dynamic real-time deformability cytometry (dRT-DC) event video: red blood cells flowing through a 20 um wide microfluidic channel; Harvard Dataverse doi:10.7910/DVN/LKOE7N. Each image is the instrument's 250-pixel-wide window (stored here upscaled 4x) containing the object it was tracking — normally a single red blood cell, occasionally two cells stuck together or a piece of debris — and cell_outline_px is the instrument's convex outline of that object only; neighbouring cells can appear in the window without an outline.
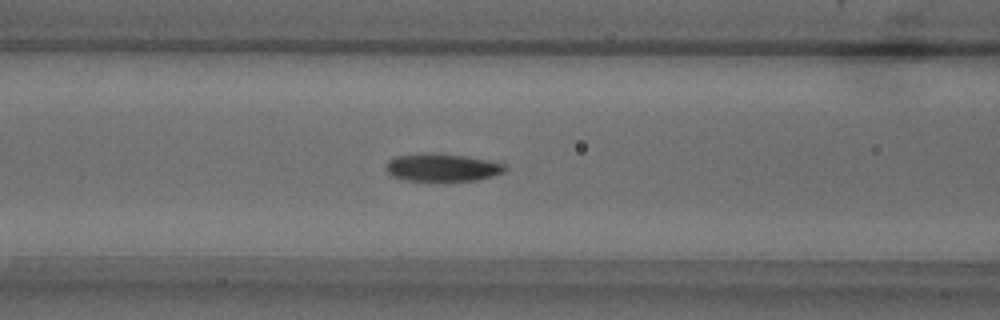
{"species": "common noctule bat (a hibernating species)", "species_latin": "Nyctalus noctula", "temperature_condition": "warm", "stored_images_in_passage": 52, "camera_frame_rate_fps": 3000, "um_per_image_px": 0.085, "animal": {"sex": "male", "body_mass_g": 18.8}, "frame": {"image": 1, "passage_image": 20, "time_ms": 6.333, "image_size_px": [1000, 320], "cell_outline_px": [[508, 168], [504, 172], [492, 176], [476, 180], [444, 184], [400, 180], [392, 176], [384, 168], [384, 164], [388, 160], [396, 156], [432, 152], [464, 156], [488, 160], [504, 164]], "centroid_in_image_um": [37.53, 14.29], "position_along_channel_um": 129.1, "area_um2": 20.35}}
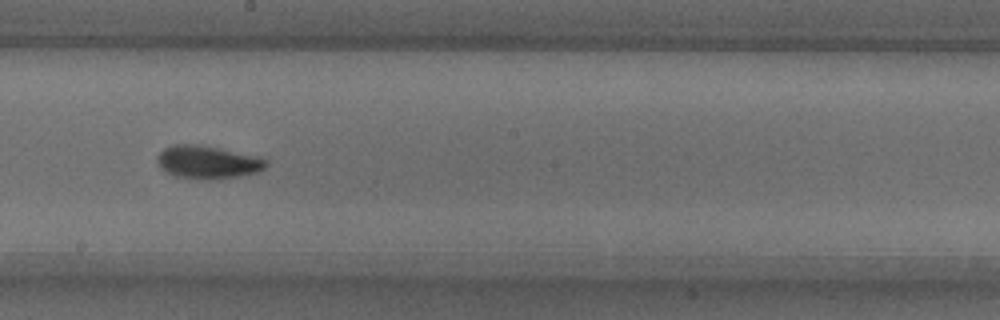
{"frame": {"image": 2, "passage_image": 28, "time_ms": 9.0, "image_size_px": [1000, 320], "cell_outline_px": [[268, 164], [264, 168], [256, 172], [240, 176], [216, 180], [208, 180], [176, 176], [164, 172], [160, 168], [156, 160], [156, 156], [164, 148], [176, 144], [196, 144], [260, 156], [268, 160]], "centroid_in_image_um": [17.65, 13.79], "position_along_channel_um": 230.6, "area_um2": 21.15}}
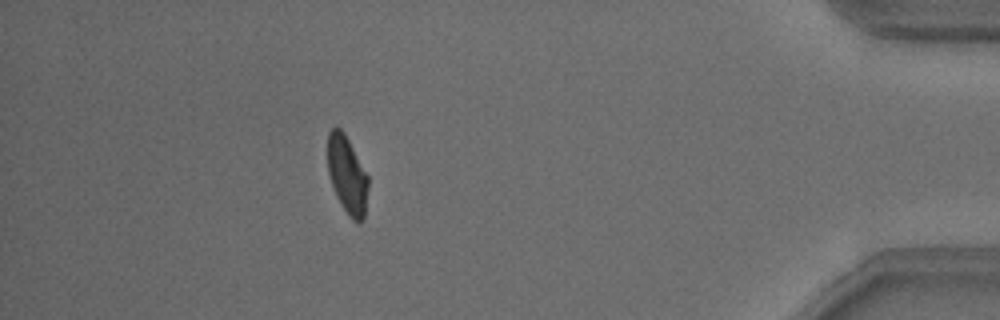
{"frame": {"image": 3, "passage_image": 46, "time_ms": 15.0, "image_size_px": [1000, 320], "cell_outline_px": [[368, 188], [364, 220], [352, 220], [348, 216], [340, 204], [336, 196], [328, 172], [328, 132], [336, 124], [344, 132], [368, 176]], "centroid_in_image_um": [29.5, 14.86], "position_along_channel_um": 405.7, "area_um2": 18.32}, "authors_computed_cell_mechanics": {"area_um2": 19.2763, "velocity_mm_per_s": 3.8072, "shape_relaxation_time_tau1_ms": 4.5501, "shape_relaxation_time_tau2_ms": 3.0607, "deformation_change_tau1": 0.1331, "deformation_change_tau2": 0.0781}}